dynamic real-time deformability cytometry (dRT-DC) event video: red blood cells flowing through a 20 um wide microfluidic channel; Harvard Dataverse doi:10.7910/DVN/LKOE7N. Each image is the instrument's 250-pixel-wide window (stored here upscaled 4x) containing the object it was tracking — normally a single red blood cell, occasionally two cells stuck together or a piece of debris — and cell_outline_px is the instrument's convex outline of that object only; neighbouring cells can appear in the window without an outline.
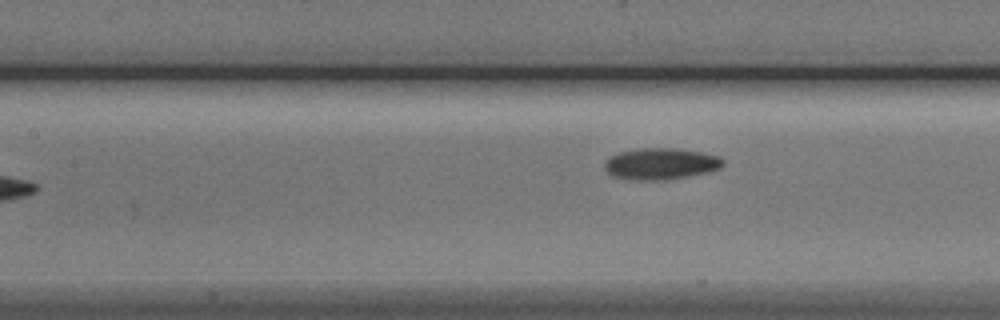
{"species": "Egyptian fruit bat (a non-hibernating species)", "species_latin": "Rousettus aegyptiacus", "temperature_condition": "cold", "stored_images_in_passage": 4, "camera_frame_rate_fps": 3000, "um_per_image_px": 0.085, "animal": {"sex": "male"}, "frame": {"image": 1, "passage_image": 4, "time_ms": 3.667, "image_size_px": [1000, 320], "cell_outline_px": [[724, 164], [720, 168], [708, 172], [688, 176], [664, 180], [632, 180], [612, 176], [604, 168], [604, 164], [608, 156], [620, 152], [640, 148], [680, 148], [720, 156], [724, 160]], "centroid_in_image_um": [56.16, 13.92], "position_along_channel_um": 151.2, "area_um2": 21.91}}